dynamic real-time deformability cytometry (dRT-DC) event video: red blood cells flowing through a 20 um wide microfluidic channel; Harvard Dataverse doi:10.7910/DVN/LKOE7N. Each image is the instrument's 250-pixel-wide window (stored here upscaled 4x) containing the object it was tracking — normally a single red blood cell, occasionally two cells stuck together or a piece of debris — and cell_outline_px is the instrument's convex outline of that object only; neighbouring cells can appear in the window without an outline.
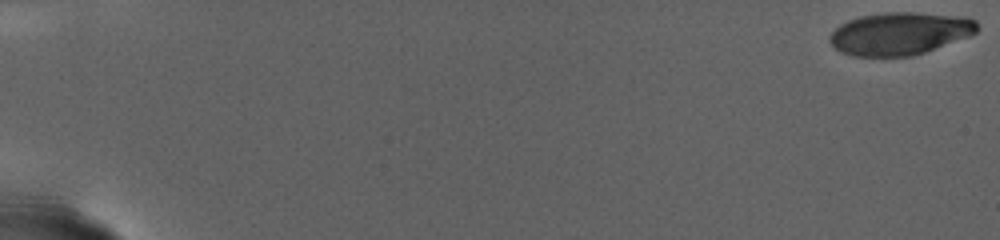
{"species": "human", "species_latin": "Homo sapiens", "temperature_condition": "warm", "stored_images_in_passage": 80, "camera_frame_rate_fps": 3000, "um_per_image_px": 0.085, "donor": {"sex": "female"}, "frame": {"image": 1, "passage_image": 1, "time_ms": 0.0, "image_size_px": [1000, 240], "cell_outline_px": [[980, 28], [976, 32], [968, 36], [924, 52], [912, 56], [852, 56], [840, 52], [828, 40], [828, 36], [840, 24], [848, 20], [860, 16], [888, 12], [912, 12], [964, 16], [976, 20]], "centroid_in_image_um": [76.47, 2.84], "position_along_channel_um": 8.5, "area_um2": 36.59}}
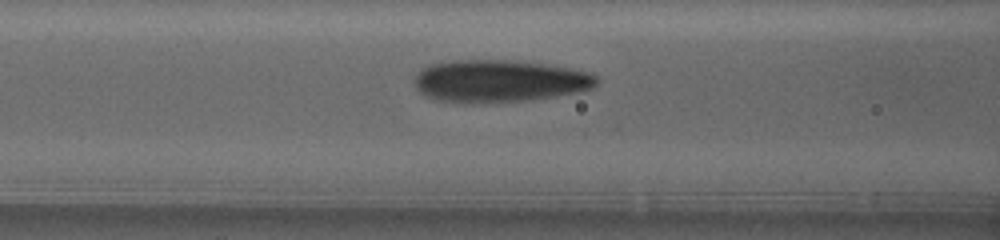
{"frame": {"image": 2, "passage_image": 43, "time_ms": 14.0, "image_size_px": [1000, 240], "cell_outline_px": [[600, 80], [592, 88], [580, 92], [532, 100], [472, 104], [464, 104], [436, 100], [424, 96], [416, 88], [416, 72], [420, 68], [428, 64], [448, 60], [516, 60], [572, 68], [588, 72], [596, 76]], "centroid_in_image_um": [42.41, 6.89], "position_along_channel_um": 124.2, "area_um2": 45.84}}
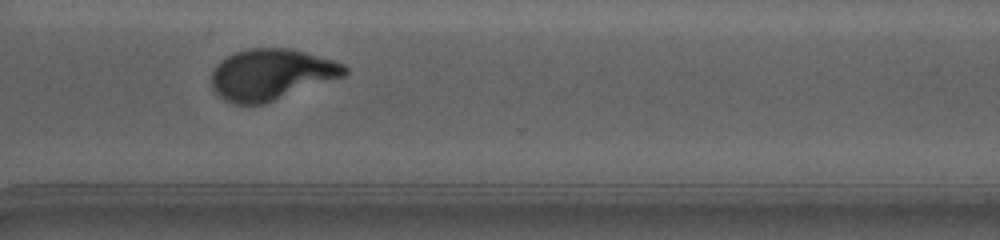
{"frame": {"image": 3, "passage_image": 73, "time_ms": 24.0, "image_size_px": [1000, 240], "cell_outline_px": [[348, 72], [344, 76], [264, 104], [232, 104], [224, 100], [212, 88], [212, 72], [216, 64], [220, 60], [232, 52], [248, 48], [292, 48], [308, 52], [344, 64], [348, 68]], "centroid_in_image_um": [23.04, 6.31], "position_along_channel_um": 347.6, "area_um2": 39.82}}